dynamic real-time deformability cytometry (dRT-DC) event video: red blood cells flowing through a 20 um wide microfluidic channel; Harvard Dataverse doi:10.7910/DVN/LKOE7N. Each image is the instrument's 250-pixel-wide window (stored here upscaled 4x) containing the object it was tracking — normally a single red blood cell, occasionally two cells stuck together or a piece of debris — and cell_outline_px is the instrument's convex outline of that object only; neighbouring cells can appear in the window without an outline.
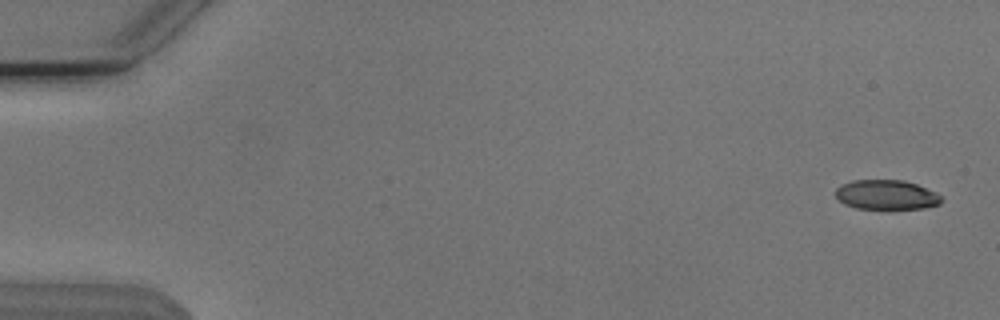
{"species": "Egyptian fruit bat (a non-hibernating species)", "species_latin": "Rousettus aegyptiacus", "temperature_condition": "cold", "stored_images_in_passage": 15, "camera_frame_rate_fps": 3000, "um_per_image_px": 0.085, "animal": {"sex": "male"}, "frame": {"image": 1, "passage_image": 1, "time_ms": 0.0, "image_size_px": [1000, 320], "cell_outline_px": [[944, 200], [940, 204], [924, 208], [856, 208], [844, 204], [836, 196], [836, 188], [840, 184], [852, 180], [904, 180], [916, 184], [936, 192]], "centroid_in_image_um": [75.34, 16.54], "position_along_channel_um": 9.7, "area_um2": 18.21}}
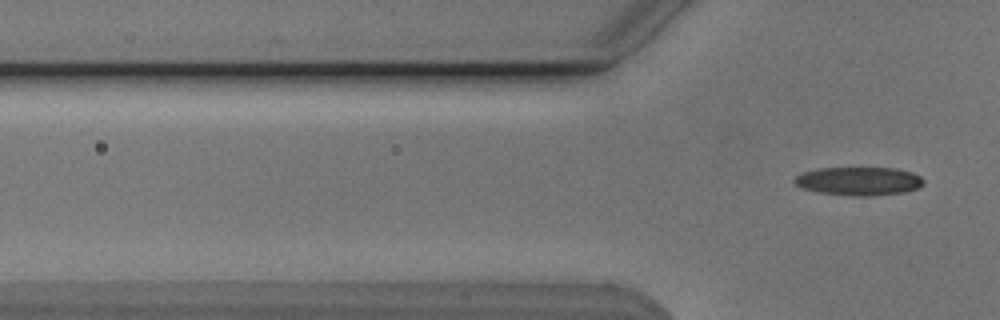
{"frame": {"image": 2, "passage_image": 15, "time_ms": 4.667, "image_size_px": [1000, 320], "cell_outline_px": [[924, 184], [920, 188], [904, 192], [876, 196], [852, 196], [820, 192], [804, 188], [796, 184], [792, 180], [796, 176], [804, 172], [816, 168], [896, 168], [912, 172], [920, 176], [924, 180]], "centroid_in_image_um": [73.05, 15.4], "position_along_channel_um": 52.7, "area_um2": 21.5}}